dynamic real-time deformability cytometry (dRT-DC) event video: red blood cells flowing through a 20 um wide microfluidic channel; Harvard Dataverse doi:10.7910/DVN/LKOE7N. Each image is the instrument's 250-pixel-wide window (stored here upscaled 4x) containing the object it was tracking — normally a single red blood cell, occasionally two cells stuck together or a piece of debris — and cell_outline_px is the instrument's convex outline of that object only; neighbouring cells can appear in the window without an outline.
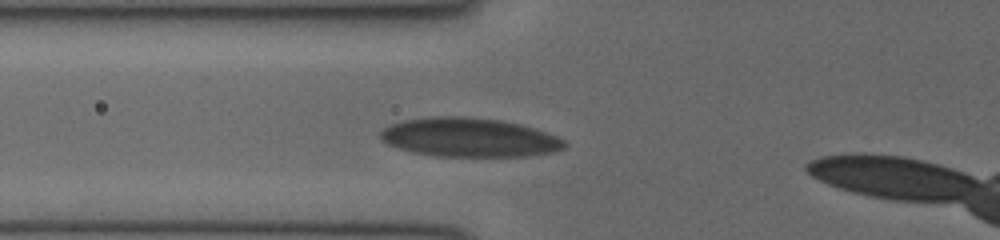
{"species": "human", "species_latin": "Homo sapiens", "temperature_condition": "cold", "stored_images_in_passage": 27, "camera_frame_rate_fps": 3000, "um_per_image_px": 0.085, "donor": {"sex": "female"}, "frame": {"image": 1, "passage_image": 2, "time_ms": 0.333, "image_size_px": [1000, 240], "cell_outline_px": [[568, 144], [564, 148], [556, 152], [528, 156], [436, 156], [412, 152], [388, 144], [380, 136], [380, 132], [384, 128], [392, 124], [404, 120], [436, 116], [464, 116], [500, 120], [520, 124], [548, 132], [564, 140]], "centroid_in_image_um": [39.94, 11.68], "position_along_channel_um": 85.9, "area_um2": 41.79}}
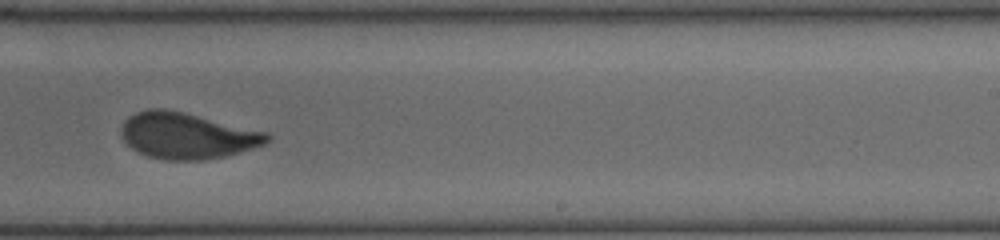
{"frame": {"image": 2, "passage_image": 15, "time_ms": 4.667, "image_size_px": [1000, 240], "cell_outline_px": [[272, 136], [264, 144], [252, 148], [224, 156], [204, 160], [164, 160], [148, 156], [132, 148], [124, 140], [120, 132], [120, 128], [124, 120], [128, 116], [136, 112], [148, 108], [164, 108], [184, 112], [268, 132]], "centroid_in_image_um": [15.87, 11.52], "position_along_channel_um": 273.1, "area_um2": 39.25}}
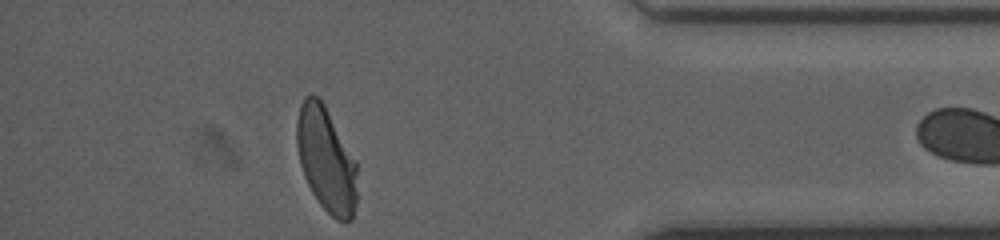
{"frame": {"image": 3, "passage_image": 26, "time_ms": 8.333, "image_size_px": [1000, 240], "cell_outline_px": [[356, 204], [352, 220], [336, 220], [320, 204], [312, 192], [304, 176], [300, 164], [296, 144], [296, 120], [300, 104], [304, 96], [312, 92], [320, 96], [356, 160]], "centroid_in_image_um": [27.7, 13.49], "position_along_channel_um": 407.5, "area_um2": 37.22}}